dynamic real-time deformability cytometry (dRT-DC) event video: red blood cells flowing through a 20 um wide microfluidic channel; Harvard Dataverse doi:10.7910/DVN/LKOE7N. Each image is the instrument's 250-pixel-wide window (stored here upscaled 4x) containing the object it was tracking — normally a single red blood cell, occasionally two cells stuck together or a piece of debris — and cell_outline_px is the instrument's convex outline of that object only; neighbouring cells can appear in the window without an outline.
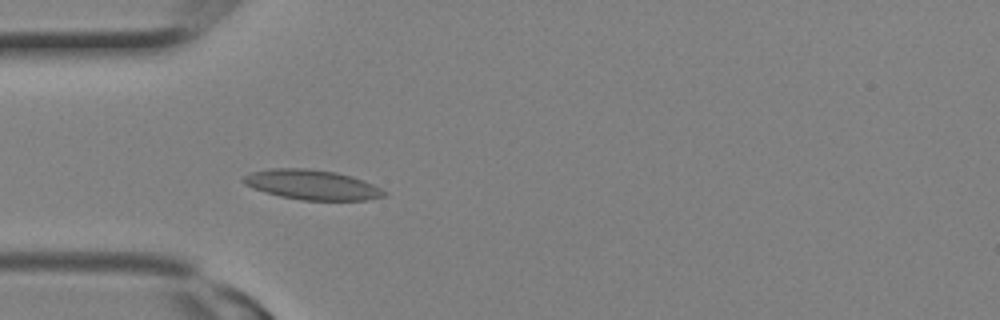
{"species": "Egyptian fruit bat (a non-hibernating species)", "species_latin": "Rousettus aegyptiacus", "temperature_condition": "room temperature", "stored_images_in_passage": 7, "camera_frame_rate_fps": 3000, "um_per_image_px": 0.085, "animal": {"sex": "female"}, "frame": {"image": 1, "passage_image": 7, "time_ms": 2.0, "image_size_px": [1000, 320], "cell_outline_px": [[388, 196], [368, 200], [300, 200], [280, 196], [264, 192], [252, 188], [244, 184], [240, 180], [244, 176], [252, 172], [268, 168], [308, 168], [336, 172], [352, 176], [364, 180], [388, 192]], "centroid_in_image_um": [26.53, 15.7], "position_along_channel_um": 58.5, "area_um2": 24.8}}